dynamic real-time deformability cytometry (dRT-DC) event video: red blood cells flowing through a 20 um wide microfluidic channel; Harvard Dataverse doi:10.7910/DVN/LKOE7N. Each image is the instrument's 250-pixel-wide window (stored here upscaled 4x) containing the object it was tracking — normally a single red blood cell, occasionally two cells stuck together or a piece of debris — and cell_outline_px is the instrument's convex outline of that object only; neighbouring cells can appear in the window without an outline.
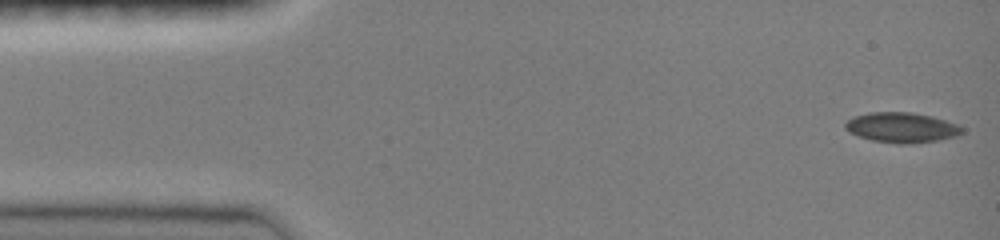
{"species": "common noctule bat (a hibernating species)", "species_latin": "Nyctalus noctula", "temperature_condition": "room temperature", "stored_images_in_passage": 42, "camera_frame_rate_fps": 3000, "um_per_image_px": 0.085, "animal": {"sex": "female", "body_mass_g": 19.0, "forearm_length_mm": 51.5}, "frame": {"image": 1, "passage_image": 1, "time_ms": 0.0, "image_size_px": [1000, 240], "cell_outline_px": [[964, 132], [956, 136], [940, 140], [908, 144], [896, 144], [872, 140], [848, 132], [844, 128], [844, 124], [852, 116], [868, 112], [912, 112], [932, 116], [956, 124], [964, 128]], "centroid_in_image_um": [76.62, 10.84], "position_along_channel_um": 8.4, "area_um2": 20.69}}
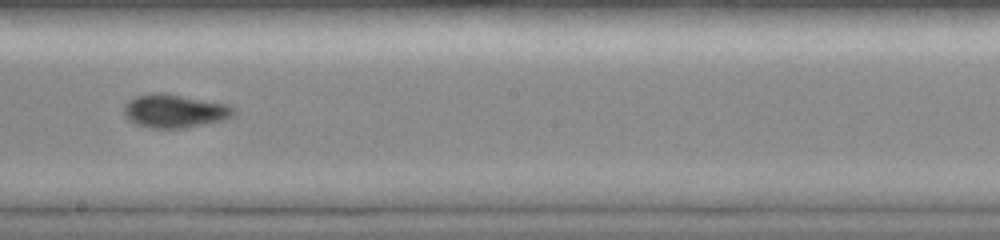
{"frame": {"image": 2, "passage_image": 26, "time_ms": 8.333, "image_size_px": [1000, 240], "cell_outline_px": [[236, 112], [232, 116], [224, 120], [184, 128], [148, 128], [136, 124], [128, 120], [124, 116], [124, 104], [128, 100], [136, 96], [152, 92], [168, 92], [228, 104], [236, 108]], "centroid_in_image_um": [14.84, 9.41], "position_along_channel_um": 233.4, "area_um2": 21.91}}
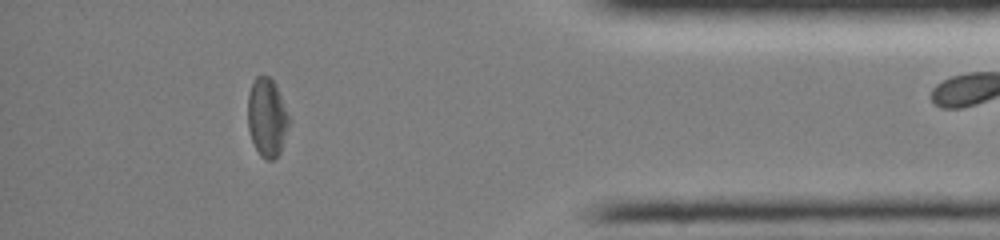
{"frame": {"image": 3, "passage_image": 41, "time_ms": 13.333, "image_size_px": [1000, 240], "cell_outline_px": [[292, 120], [280, 152], [272, 160], [264, 160], [260, 156], [252, 140], [248, 128], [248, 96], [252, 84], [256, 76], [268, 76], [276, 84]], "centroid_in_image_um": [22.73, 10.0], "position_along_channel_um": 412.5, "area_um2": 19.13}}